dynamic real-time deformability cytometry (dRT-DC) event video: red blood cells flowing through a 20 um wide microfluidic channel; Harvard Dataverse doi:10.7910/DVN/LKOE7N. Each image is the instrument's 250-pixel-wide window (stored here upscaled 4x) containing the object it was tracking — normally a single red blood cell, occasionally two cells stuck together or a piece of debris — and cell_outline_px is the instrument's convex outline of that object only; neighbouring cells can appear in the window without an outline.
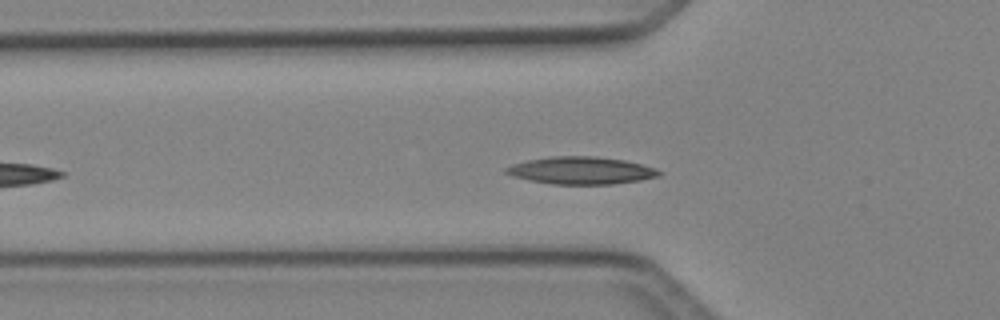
{"species": "Egyptian fruit bat (a non-hibernating species)", "species_latin": "Rousettus aegyptiacus", "temperature_condition": "cold", "stored_images_in_passage": 37, "camera_frame_rate_fps": 3000, "um_per_image_px": 0.085, "animal": {"sex": "female"}, "frame": {"image": 1, "passage_image": 8, "time_ms": 2.333, "image_size_px": [1000, 320], "cell_outline_px": [[664, 172], [660, 176], [640, 180], [612, 184], [552, 184], [528, 180], [512, 176], [504, 172], [504, 168], [512, 164], [528, 160], [552, 156], [596, 156], [624, 160], [656, 168]], "centroid_in_image_um": [49.39, 14.49], "position_along_channel_um": 76.4, "area_um2": 24.51}}
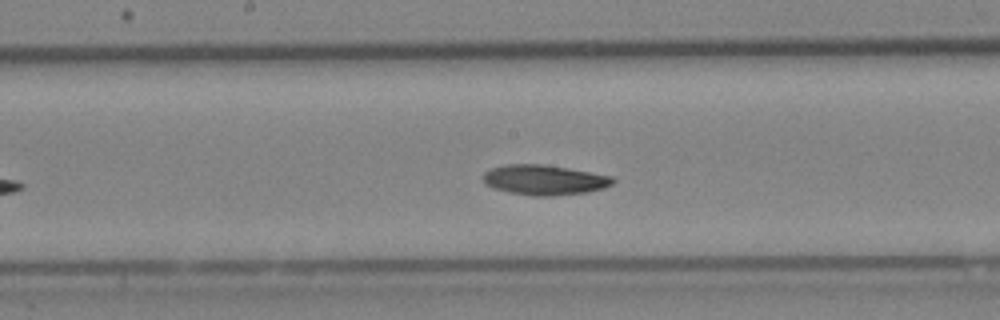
{"frame": {"image": 2, "passage_image": 17, "time_ms": 5.333, "image_size_px": [1000, 320], "cell_outline_px": [[616, 180], [612, 184], [604, 188], [588, 192], [552, 196], [532, 196], [508, 192], [492, 188], [484, 184], [484, 172], [492, 168], [504, 164], [544, 164], [568, 168], [612, 176]], "centroid_in_image_um": [46.26, 15.29], "position_along_channel_um": 201.9, "area_um2": 22.89}}
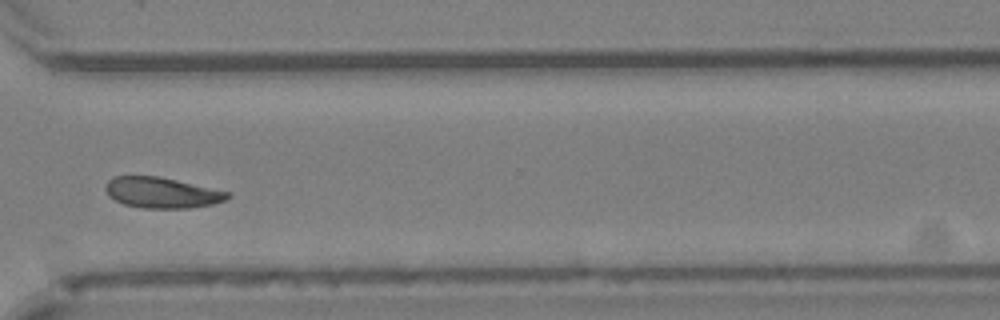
{"frame": {"image": 3, "passage_image": 28, "time_ms": 9.0, "image_size_px": [1000, 320], "cell_outline_px": [[232, 196], [224, 200], [212, 204], [188, 208], [144, 208], [124, 204], [108, 196], [104, 188], [108, 180], [112, 176], [160, 176], [228, 192]], "centroid_in_image_um": [13.71, 16.37], "position_along_channel_um": 356.9, "area_um2": 21.73}, "authors_computed_cell_mechanics": {"area_um2": 21.964, "velocity_mm_per_s": 4.1925, "shape_relaxation_time_tau1_ms": 7.7483, "shape_relaxation_time_tau2_ms": null, "deformation_change_tau1": 0.1484, "deformation_change_tau2": null}}